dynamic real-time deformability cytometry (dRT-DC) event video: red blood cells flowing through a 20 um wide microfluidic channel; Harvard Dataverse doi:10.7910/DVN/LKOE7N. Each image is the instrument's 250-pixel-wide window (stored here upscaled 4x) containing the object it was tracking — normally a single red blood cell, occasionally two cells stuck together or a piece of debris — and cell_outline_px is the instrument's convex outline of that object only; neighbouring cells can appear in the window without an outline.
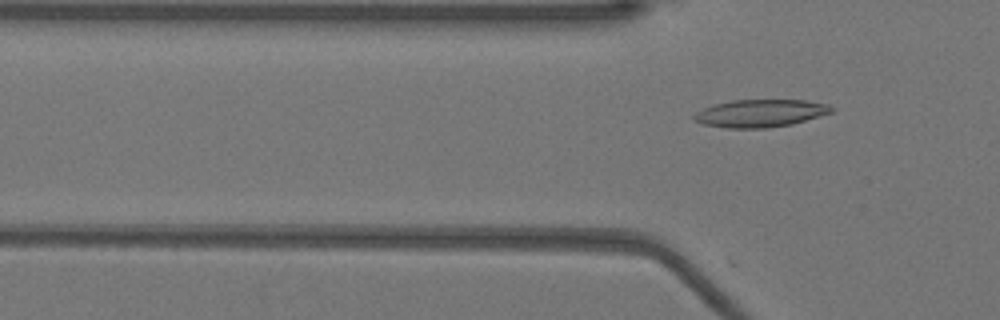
{"species": "Egyptian fruit bat (a non-hibernating species)", "species_latin": "Rousettus aegyptiacus", "temperature_condition": "warm", "stored_images_in_passage": 3, "camera_frame_rate_fps": 3000, "um_per_image_px": 0.085, "animal": {"sex": "female"}, "frame": {"image": 1, "passage_image": 3, "time_ms": 0.667, "image_size_px": [1000, 320], "cell_outline_px": [[836, 108], [832, 112], [792, 124], [764, 128], [728, 128], [704, 124], [692, 120], [692, 116], [696, 112], [712, 104], [732, 100], [804, 100], [828, 104]], "centroid_in_image_um": [64.61, 9.62], "position_along_channel_um": 61.2, "area_um2": 22.14}}